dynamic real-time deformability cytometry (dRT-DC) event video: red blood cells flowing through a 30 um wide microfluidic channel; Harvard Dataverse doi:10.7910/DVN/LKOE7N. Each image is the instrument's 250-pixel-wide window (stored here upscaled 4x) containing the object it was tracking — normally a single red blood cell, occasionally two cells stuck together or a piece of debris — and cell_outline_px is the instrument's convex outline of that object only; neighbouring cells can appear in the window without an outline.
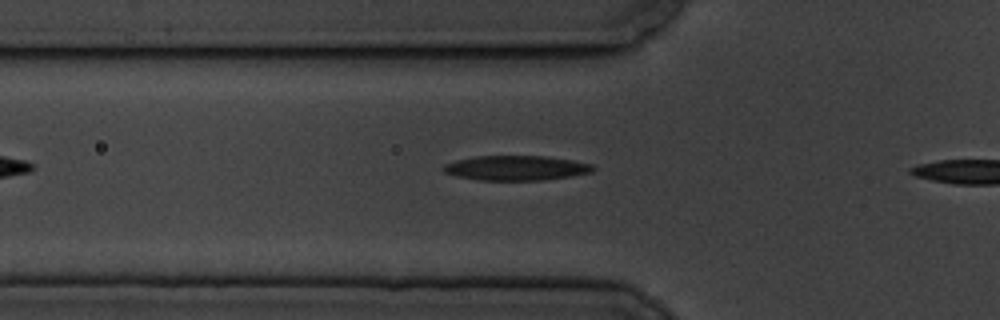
{"species": "common noctule bat (a hibernating species)", "species_latin": "Nyctalus noctula", "temperature_condition": "cold", "stored_images_in_passage": 8, "camera_frame_rate_fps": 3000, "um_per_image_px": 0.085, "animal": {"sex": "male", "body_mass_g": 19.5, "forearm_length_mm": 54.6}, "frame": {"image": 1, "passage_image": 6, "time_ms": 1.667, "image_size_px": [1000, 320], "cell_outline_px": [[596, 168], [592, 172], [568, 176], [540, 180], [480, 180], [456, 176], [444, 172], [444, 164], [456, 160], [476, 156], [544, 156], [572, 160], [592, 164]], "centroid_in_image_um": [43.86, 14.27], "position_along_channel_um": 81.9, "area_um2": 21.39}}